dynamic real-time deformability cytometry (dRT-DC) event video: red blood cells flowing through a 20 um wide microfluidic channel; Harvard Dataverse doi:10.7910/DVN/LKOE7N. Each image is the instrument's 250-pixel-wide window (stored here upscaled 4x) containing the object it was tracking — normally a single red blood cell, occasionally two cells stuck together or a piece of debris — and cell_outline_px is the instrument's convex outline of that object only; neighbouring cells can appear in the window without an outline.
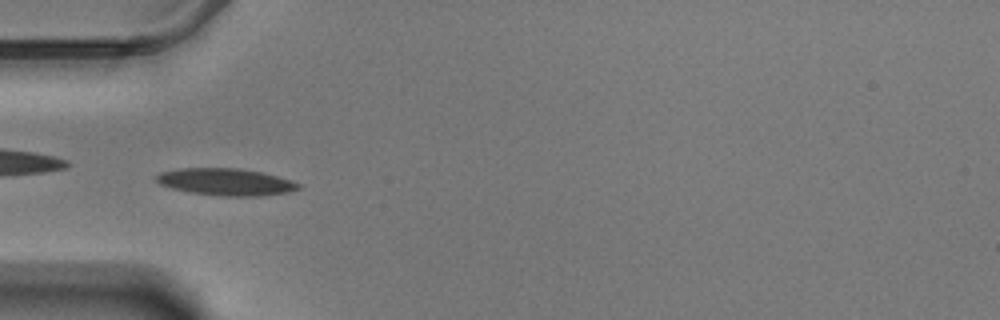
{"species": "Egyptian fruit bat (a non-hibernating species)", "species_latin": "Rousettus aegyptiacus", "temperature_condition": "warm", "stored_images_in_passage": 41, "camera_frame_rate_fps": 3000, "um_per_image_px": 0.085, "animal": {"sex": "male"}, "frame": {"image": 1, "passage_image": 1, "time_ms": 0.0, "image_size_px": [1000, 320], "cell_outline_px": [[300, 188], [288, 192], [260, 196], [224, 196], [192, 192], [172, 188], [160, 184], [156, 180], [156, 176], [160, 172], [180, 168], [236, 168], [260, 172], [292, 180], [300, 184]], "centroid_in_image_um": [19.2, 15.46], "position_along_channel_um": 65.8, "area_um2": 22.14}}
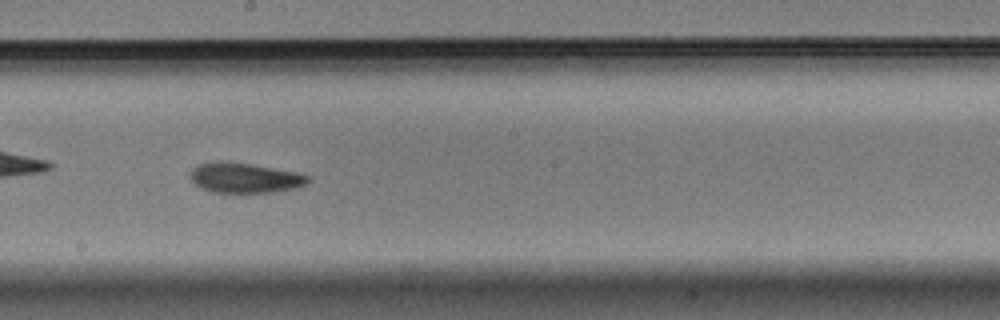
{"frame": {"image": 2, "passage_image": 15, "time_ms": 4.667, "image_size_px": [1000, 320], "cell_outline_px": [[312, 180], [308, 184], [296, 188], [276, 192], [212, 192], [200, 188], [192, 180], [192, 168], [196, 164], [212, 160], [228, 160], [252, 164], [296, 172], [308, 176]], "centroid_in_image_um": [20.81, 15.09], "position_along_channel_um": 227.4, "area_um2": 20.98}}
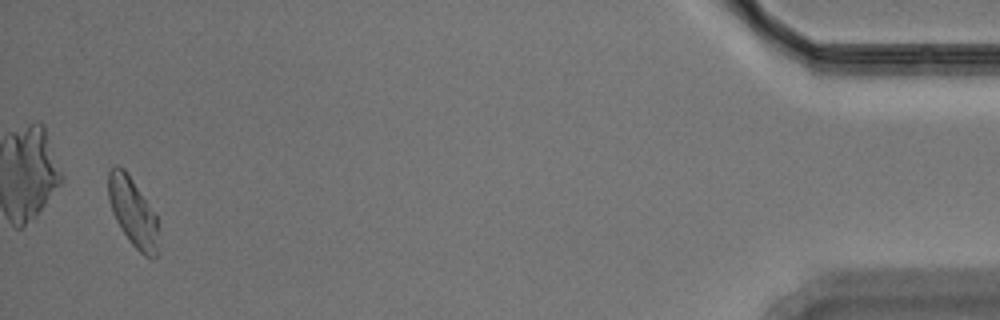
{"frame": {"image": 3, "passage_image": 39, "time_ms": 12.667, "image_size_px": [1000, 320], "cell_outline_px": [[160, 252], [152, 260], [144, 256], [132, 244], [120, 228], [112, 212], [108, 200], [108, 172], [116, 164], [124, 168], [156, 216]], "centroid_in_image_um": [11.3, 18.08], "position_along_channel_um": 423.9, "area_um2": 20.06}, "authors_computed_cell_mechanics": {"area_um2": 20.2878, "velocity_mm_per_s": 3.4682, "shape_relaxation_time_tau1_ms": 3.0987, "shape_relaxation_time_tau2_ms": 5.8613, "deformation_change_tau1": 0.136, "deformation_change_tau2": 0.0985}}